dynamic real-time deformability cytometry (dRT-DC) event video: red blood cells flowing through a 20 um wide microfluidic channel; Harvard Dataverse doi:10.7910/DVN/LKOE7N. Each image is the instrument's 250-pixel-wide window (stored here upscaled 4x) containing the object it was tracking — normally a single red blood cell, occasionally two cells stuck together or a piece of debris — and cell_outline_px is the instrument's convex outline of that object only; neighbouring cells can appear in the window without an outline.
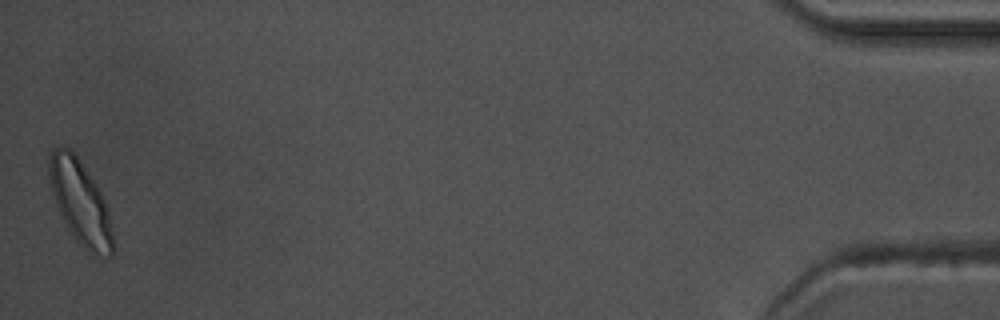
{"species": "common noctule bat (a hibernating species)", "species_latin": "Nyctalus noctula", "temperature_condition": "warm", "stored_images_in_passage": 38, "camera_frame_rate_fps": 3000, "um_per_image_px": 0.085, "animal": {"sex": "male", "body_mass_g": 17.5, "forearm_length_mm": 52.3}, "frame": {"image": 1, "passage_image": 38, "time_ms": 12.333, "image_size_px": [1000, 320], "cell_outline_px": [[112, 256], [108, 256], [84, 248], [68, 232], [56, 204], [48, 180], [48, 164], [52, 148], [68, 148], [76, 156], [100, 192], [104, 200], [108, 212], [112, 232]], "centroid_in_image_um": [6.77, 17.19], "position_along_channel_um": 428.4, "area_um2": 30.23}, "authors_computed_cell_mechanics": {"area_um2": 21.0392, "velocity_mm_per_s": 3.6903, "shape_relaxation_time_tau1_ms": 2.7362, "shape_relaxation_time_tau2_ms": 2.3359, "deformation_change_tau1": 0.1422, "deformation_change_tau2": 0.0833}}